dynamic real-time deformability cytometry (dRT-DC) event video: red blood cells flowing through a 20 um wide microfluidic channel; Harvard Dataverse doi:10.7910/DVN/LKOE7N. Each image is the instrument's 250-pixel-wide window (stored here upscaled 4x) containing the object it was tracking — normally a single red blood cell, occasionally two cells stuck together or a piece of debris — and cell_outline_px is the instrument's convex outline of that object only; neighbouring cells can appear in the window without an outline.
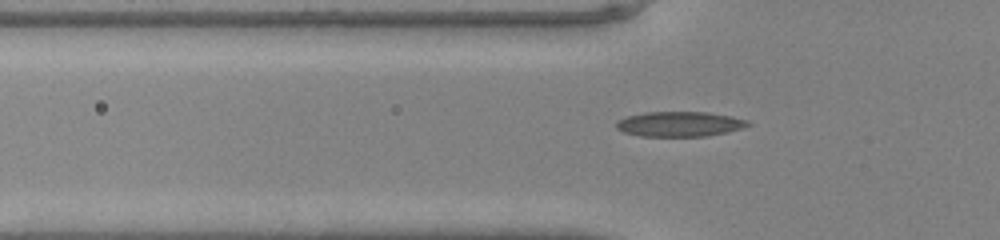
{"species": "common noctule bat (a hibernating species)", "species_latin": "Nyctalus noctula", "temperature_condition": "warm", "stored_images_in_passage": 33, "camera_frame_rate_fps": 3000, "um_per_image_px": 0.085, "animal": {"sex": "male", "body_mass_g": 20.0, "forearm_length_mm": 53.3}, "frame": {"image": 1, "passage_image": 2, "time_ms": 0.333, "image_size_px": [1000, 240], "cell_outline_px": [[752, 124], [744, 128], [728, 132], [708, 136], [640, 136], [624, 132], [616, 128], [616, 120], [628, 116], [644, 112], [708, 112], [732, 116], [748, 120]], "centroid_in_image_um": [57.8, 10.54], "position_along_channel_um": 68.0, "area_um2": 19.36}}
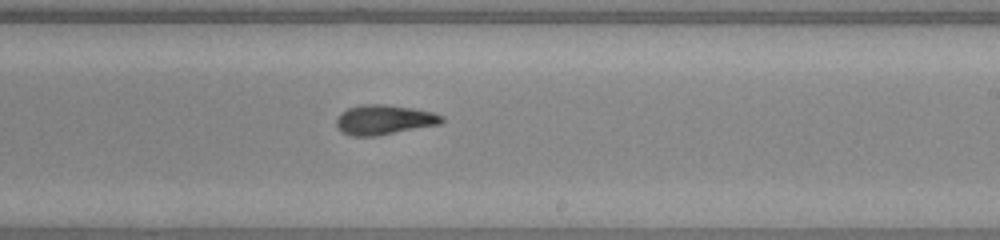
{"frame": {"image": 2, "passage_image": 15, "time_ms": 4.667, "image_size_px": [1000, 240], "cell_outline_px": [[444, 120], [440, 124], [376, 136], [352, 136], [340, 132], [336, 124], [336, 116], [340, 112], [348, 108], [360, 104], [388, 104], [412, 108], [432, 112], [444, 116]], "centroid_in_image_um": [32.61, 10.17], "position_along_channel_um": 256.4, "area_um2": 18.5}}
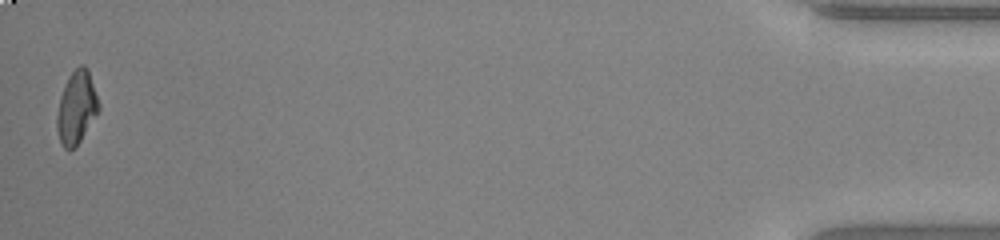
{"frame": {"image": 3, "passage_image": 33, "time_ms": 10.667, "image_size_px": [1000, 240], "cell_outline_px": [[100, 108], [80, 140], [68, 152], [60, 144], [56, 128], [56, 116], [60, 96], [64, 84], [68, 76], [80, 64], [84, 64], [88, 68], [100, 104]], "centroid_in_image_um": [6.48, 9.12], "position_along_channel_um": 428.7, "area_um2": 17.8}}